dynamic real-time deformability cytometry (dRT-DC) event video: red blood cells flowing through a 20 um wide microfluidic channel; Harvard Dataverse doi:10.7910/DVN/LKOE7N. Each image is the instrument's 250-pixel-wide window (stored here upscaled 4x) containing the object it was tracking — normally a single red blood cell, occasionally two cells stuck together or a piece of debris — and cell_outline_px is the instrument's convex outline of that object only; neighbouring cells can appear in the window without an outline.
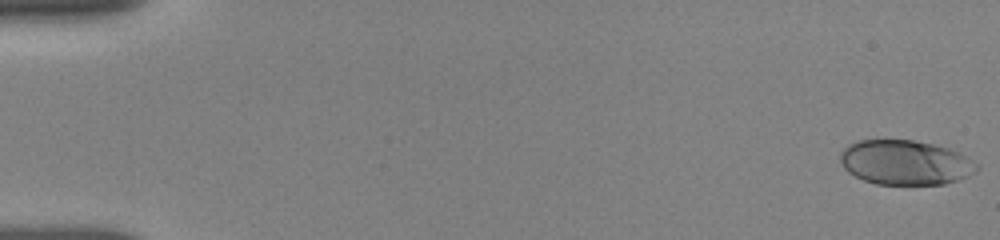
{"species": "human", "species_latin": "Homo sapiens", "temperature_condition": "room temperature", "stored_images_in_passage": 18, "camera_frame_rate_fps": 3000, "um_per_image_px": 0.085, "donor": {"sex": "female"}, "frame": {"image": 1, "passage_image": 1, "time_ms": 0.0, "image_size_px": [1000, 240], "cell_outline_px": [[980, 168], [976, 172], [968, 176], [944, 184], [876, 184], [864, 180], [848, 172], [844, 168], [840, 160], [840, 152], [848, 144], [856, 140], [912, 140], [932, 144], [948, 148], [960, 152], [972, 160]], "centroid_in_image_um": [76.94, 13.81], "position_along_channel_um": 8.1, "area_um2": 35.55}}
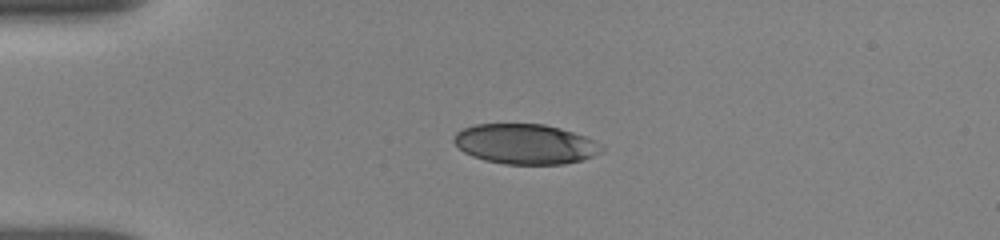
{"frame": {"image": 2, "passage_image": 13, "time_ms": 4.0, "image_size_px": [1000, 240], "cell_outline_px": [[604, 152], [580, 160], [564, 164], [504, 164], [484, 160], [472, 156], [464, 152], [452, 140], [452, 136], [456, 132], [464, 128], [476, 124], [544, 124], [560, 128], [584, 136], [604, 144]], "centroid_in_image_um": [44.66, 12.24], "position_along_channel_um": 40.3, "area_um2": 34.62}}
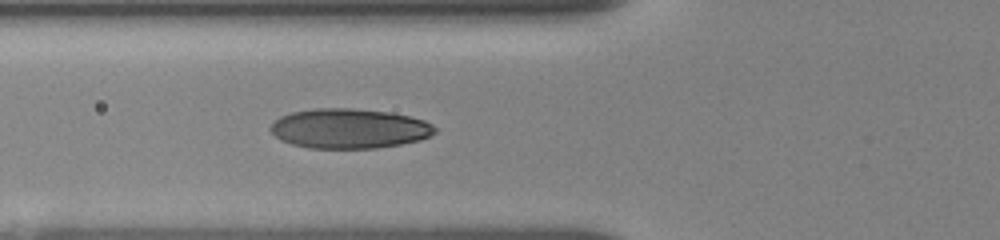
{"frame": {"image": 3, "passage_image": 18, "time_ms": 6.333, "image_size_px": [1000, 240], "cell_outline_px": [[436, 132], [432, 136], [420, 140], [400, 144], [376, 148], [308, 148], [292, 144], [280, 140], [268, 128], [280, 116], [292, 112], [316, 108], [352, 108], [388, 112], [408, 116], [424, 120], [432, 124], [436, 128]], "centroid_in_image_um": [29.69, 10.93], "position_along_channel_um": 96.1, "area_um2": 38.15}}